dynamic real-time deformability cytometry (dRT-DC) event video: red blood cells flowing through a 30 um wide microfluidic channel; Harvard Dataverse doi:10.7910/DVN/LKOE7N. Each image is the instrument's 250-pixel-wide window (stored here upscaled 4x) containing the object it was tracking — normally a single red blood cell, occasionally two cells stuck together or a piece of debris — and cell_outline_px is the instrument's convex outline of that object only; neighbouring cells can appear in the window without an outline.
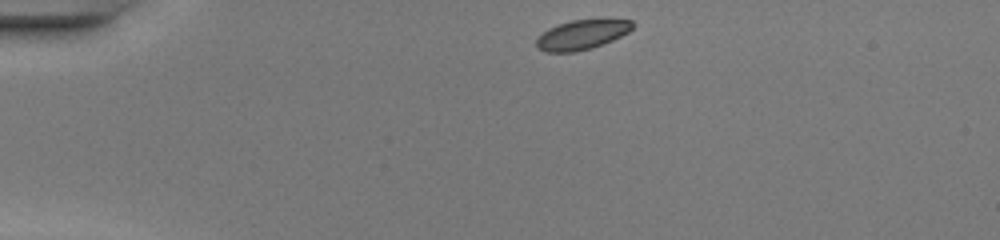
{"species": "common noctule bat (a hibernating species)", "species_latin": "Nyctalus noctula", "temperature_condition": "warm", "stored_images_in_passage": 39, "camera_frame_rate_fps": 3000, "um_per_image_px": 0.085, "animal": {"sex": "female", "body_mass_g": 20.0, "forearm_length_mm": 54.0}, "frame": {"image": 1, "passage_image": 1, "time_ms": 0.0, "image_size_px": [1000, 240], "cell_outline_px": [[636, 24], [628, 32], [612, 40], [592, 48], [576, 52], [544, 52], [536, 48], [536, 36], [548, 28], [556, 24], [572, 20], [600, 16], [632, 20]], "centroid_in_image_um": [49.48, 2.89], "position_along_channel_um": 35.5, "area_um2": 17.57}}
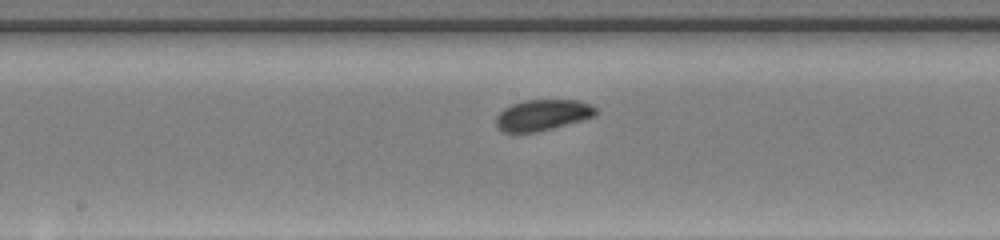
{"frame": {"image": 2, "passage_image": 17, "time_ms": 5.333, "image_size_px": [1000, 240], "cell_outline_px": [[596, 116], [552, 128], [536, 132], [504, 132], [496, 124], [496, 116], [504, 108], [512, 104], [524, 100], [576, 100], [592, 104], [596, 108]], "centroid_in_image_um": [46.13, 9.76], "position_along_channel_um": 202.1, "area_um2": 17.86}}
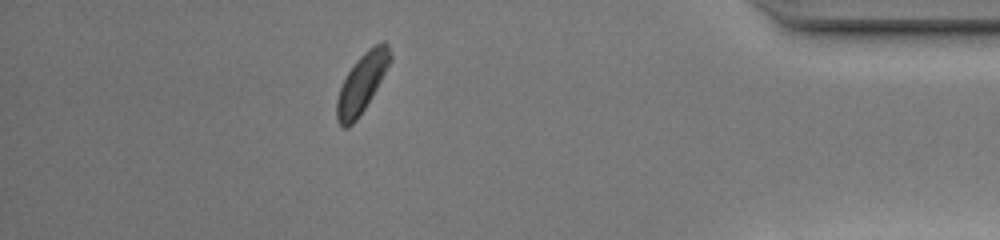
{"frame": {"image": 3, "passage_image": 34, "time_ms": 11.0, "image_size_px": [1000, 240], "cell_outline_px": [[392, 60], [376, 88], [364, 108], [356, 120], [348, 128], [340, 128], [336, 120], [336, 100], [340, 88], [348, 72], [356, 60], [368, 48], [384, 40], [388, 44], [392, 56]], "centroid_in_image_um": [30.74, 7.07], "position_along_channel_um": 404.5, "area_um2": 18.21}, "authors_computed_cell_mechanics": {"area_um2": 17.9758, "velocity_mm_per_s": 4.2317, "shape_relaxation_time_tau1_ms": 3.0943, "shape_relaxation_time_tau2_ms": null, "deformation_change_tau1": 0.0718, "deformation_change_tau2": null}}